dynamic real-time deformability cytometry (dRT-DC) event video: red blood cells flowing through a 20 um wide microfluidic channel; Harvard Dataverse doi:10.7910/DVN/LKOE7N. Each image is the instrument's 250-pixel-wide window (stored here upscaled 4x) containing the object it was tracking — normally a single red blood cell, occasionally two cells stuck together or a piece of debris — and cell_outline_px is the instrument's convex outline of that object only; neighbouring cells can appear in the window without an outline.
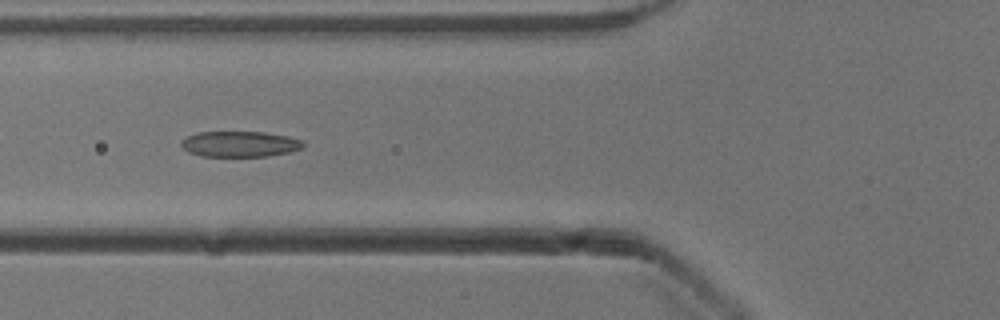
{"species": "common noctule bat (a hibernating species)", "species_latin": "Nyctalus noctula", "temperature_condition": "cold", "stored_images_in_passage": 38, "camera_frame_rate_fps": 3000, "um_per_image_px": 0.085, "animal": {"sex": "male", "body_mass_g": 13.3}, "frame": {"image": 1, "passage_image": 5, "time_ms": 1.333, "image_size_px": [1000, 320], "cell_outline_px": [[304, 144], [300, 148], [288, 152], [268, 156], [200, 156], [188, 152], [180, 144], [188, 136], [196, 132], [264, 132], [288, 136], [304, 140]], "centroid_in_image_um": [20.39, 12.24], "position_along_channel_um": 105.4, "area_um2": 18.15}}
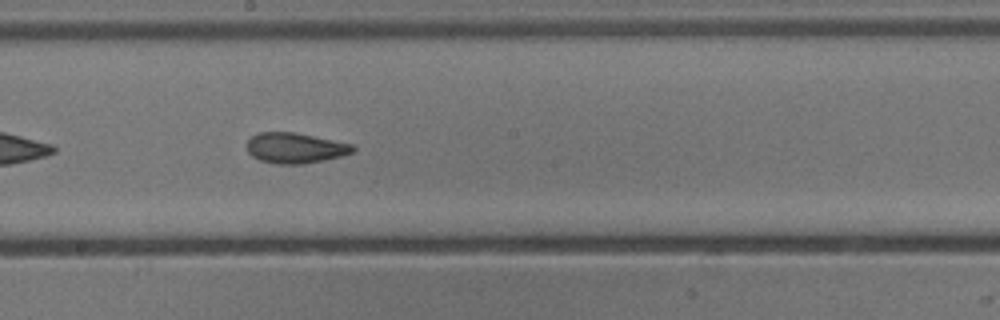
{"frame": {"image": 2, "passage_image": 14, "time_ms": 4.333, "image_size_px": [1000, 320], "cell_outline_px": [[356, 148], [352, 152], [340, 156], [324, 160], [300, 164], [276, 164], [260, 160], [252, 156], [248, 152], [248, 140], [256, 132], [296, 132], [352, 144]], "centroid_in_image_um": [25.07, 12.57], "position_along_channel_um": 223.1, "area_um2": 18.73}}
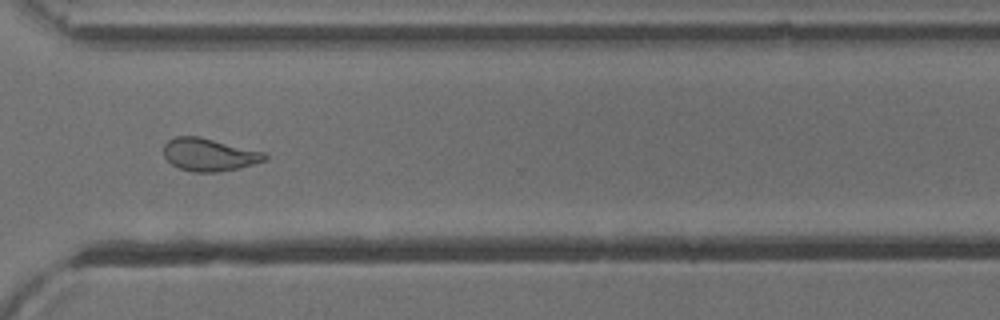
{"frame": {"image": 3, "passage_image": 24, "time_ms": 7.667, "image_size_px": [1000, 320], "cell_outline_px": [[268, 156], [264, 160], [252, 164], [236, 168], [216, 172], [192, 172], [180, 168], [172, 164], [164, 156], [164, 144], [168, 140], [176, 136], [200, 136], [264, 152]], "centroid_in_image_um": [17.74, 13.13], "position_along_channel_um": 352.9, "area_um2": 19.07}, "authors_computed_cell_mechanics": {"area_um2": 18.9006, "velocity_mm_per_s": 3.9062, "shape_relaxation_time_tau1_ms": 4.8847, "shape_relaxation_time_tau2_ms": 2.0398, "deformation_change_tau1": 0.1615, "deformation_change_tau2": 0.0937}}